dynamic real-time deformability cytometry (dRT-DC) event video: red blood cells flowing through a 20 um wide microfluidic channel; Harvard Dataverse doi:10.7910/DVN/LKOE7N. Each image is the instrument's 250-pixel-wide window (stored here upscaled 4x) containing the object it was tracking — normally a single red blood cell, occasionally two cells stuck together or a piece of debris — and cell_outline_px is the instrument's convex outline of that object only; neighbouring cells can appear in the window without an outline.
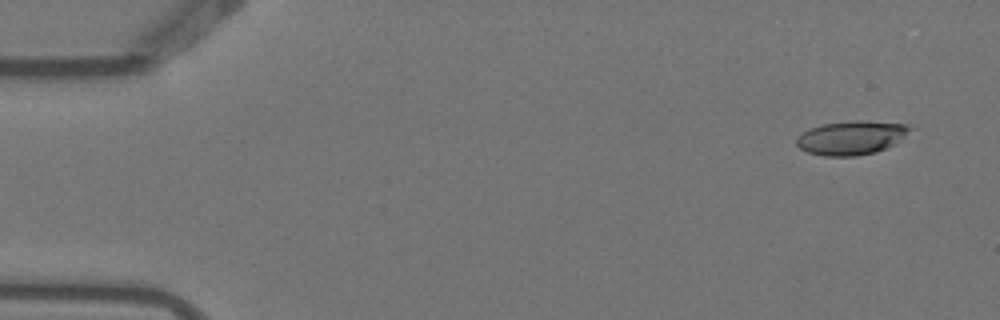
{"species": "Egyptian fruit bat (a non-hibernating species)", "species_latin": "Rousettus aegyptiacus", "temperature_condition": "warm", "stored_images_in_passage": 4, "camera_frame_rate_fps": 3000, "um_per_image_px": 0.085, "animal": {"sex": "female"}, "frame": {"image": 1, "passage_image": 1, "time_ms": 0.0, "image_size_px": [1000, 320], "cell_outline_px": [[916, 128], [896, 144], [876, 152], [856, 156], [824, 156], [808, 152], [800, 148], [796, 144], [796, 140], [804, 132], [812, 128], [824, 124], [852, 120], [860, 120], [908, 124]], "centroid_in_image_um": [72.46, 11.7], "position_along_channel_um": 12.5, "area_um2": 22.54}}